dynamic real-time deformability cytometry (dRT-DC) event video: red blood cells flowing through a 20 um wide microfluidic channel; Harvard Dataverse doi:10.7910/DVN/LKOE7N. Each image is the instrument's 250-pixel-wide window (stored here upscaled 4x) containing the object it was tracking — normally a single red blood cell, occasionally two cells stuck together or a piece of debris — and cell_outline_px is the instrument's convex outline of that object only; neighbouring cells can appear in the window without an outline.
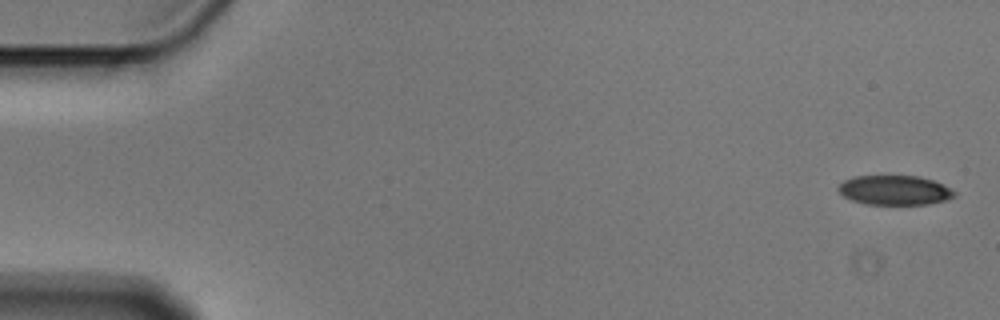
{"species": "Egyptian fruit bat (a non-hibernating species)", "species_latin": "Rousettus aegyptiacus", "temperature_condition": "cold", "stored_images_in_passage": 5, "segment_of_instrument_passage": [1, 2], "camera_frame_rate_fps": 3000, "um_per_image_px": 0.085, "animal": {"sex": "male"}, "frame": {"image": 1, "passage_image": 1, "time_ms": 0.0, "image_size_px": [1000, 320], "cell_outline_px": [[956, 196], [948, 200], [928, 204], [864, 204], [852, 200], [844, 196], [836, 188], [844, 180], [852, 176], [920, 176], [932, 180], [952, 188], [956, 192]], "centroid_in_image_um": [76.07, 16.16], "position_along_channel_um": 8.9, "area_um2": 20.11}}
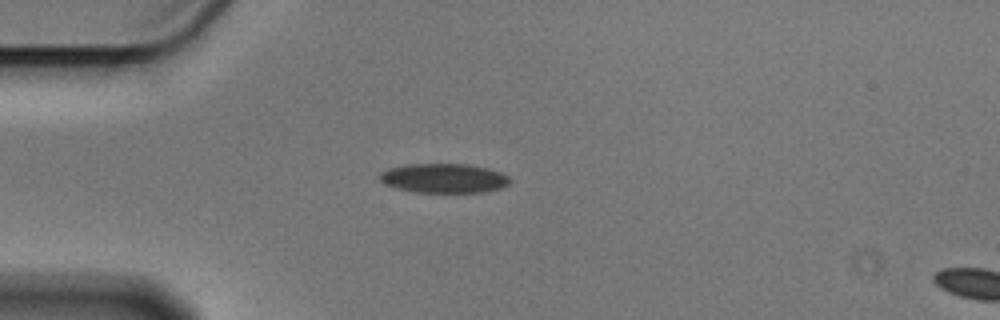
{"frame": {"image": 2, "passage_image": 4, "time_ms": 1.0, "image_size_px": [1000, 320], "cell_outline_px": [[512, 180], [508, 184], [500, 188], [484, 192], [416, 192], [396, 188], [384, 184], [376, 176], [380, 172], [388, 168], [404, 164], [468, 164], [488, 168], [500, 172], [508, 176]], "centroid_in_image_um": [37.69, 15.14], "position_along_channel_um": 47.3, "area_um2": 22.48}}